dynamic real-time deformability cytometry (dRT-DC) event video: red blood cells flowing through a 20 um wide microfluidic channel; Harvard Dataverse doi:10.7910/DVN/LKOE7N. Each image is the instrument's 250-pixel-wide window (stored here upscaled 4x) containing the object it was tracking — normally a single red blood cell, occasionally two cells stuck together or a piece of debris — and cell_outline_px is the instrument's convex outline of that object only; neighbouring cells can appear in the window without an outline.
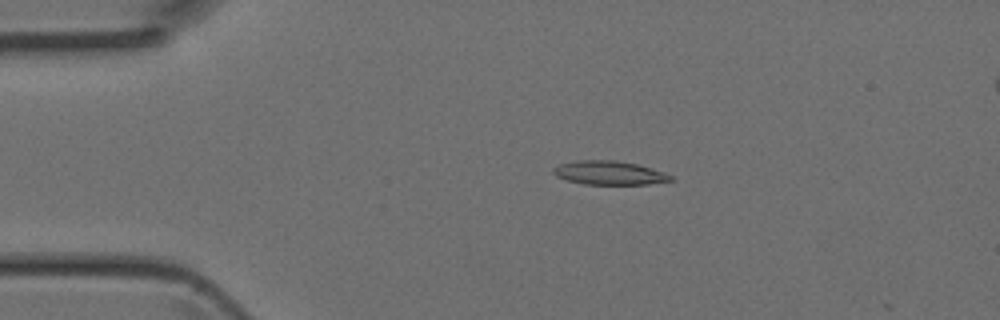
{"species": "Egyptian fruit bat (a non-hibernating species)", "species_latin": "Rousettus aegyptiacus", "temperature_condition": "room temperature", "stored_images_in_passage": 5, "camera_frame_rate_fps": 3000, "um_per_image_px": 0.085, "animal": {"sex": "female"}, "frame": {"image": 1, "passage_image": 3, "time_ms": 0.667, "image_size_px": [1000, 320], "cell_outline_px": [[672, 180], [648, 184], [584, 184], [568, 180], [556, 176], [552, 172], [552, 168], [560, 164], [576, 160], [616, 160], [636, 164], [664, 172], [672, 176]], "centroid_in_image_um": [51.75, 14.68], "position_along_channel_um": 33.3, "area_um2": 16.13}}